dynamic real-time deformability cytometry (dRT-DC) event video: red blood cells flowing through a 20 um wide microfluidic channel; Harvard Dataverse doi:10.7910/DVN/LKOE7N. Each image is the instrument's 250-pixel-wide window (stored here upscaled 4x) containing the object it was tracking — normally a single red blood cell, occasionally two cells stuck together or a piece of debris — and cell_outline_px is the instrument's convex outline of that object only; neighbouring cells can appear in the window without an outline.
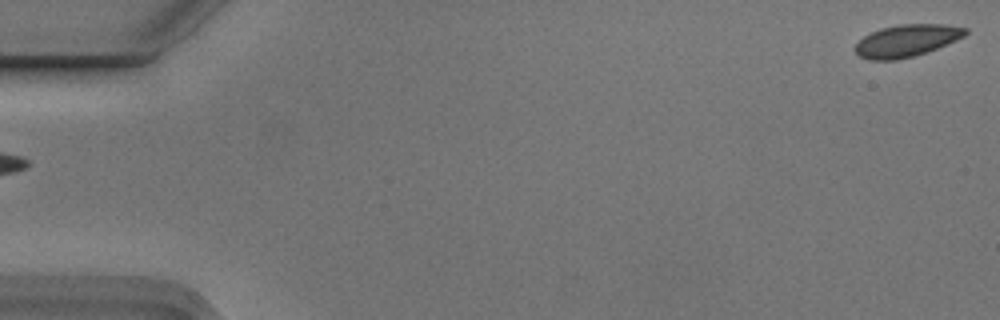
{"species": "Egyptian fruit bat (a non-hibernating species)", "species_latin": "Rousettus aegyptiacus", "temperature_condition": "cold", "stored_images_in_passage": 4, "segment_of_instrument_passage": [2, 2], "camera_frame_rate_fps": 3000, "um_per_image_px": 0.085, "animal": {"sex": "male"}, "frame": {"image": 1, "passage_image": 4, "time_ms": 1.0, "image_size_px": [1000, 320], "cell_outline_px": [[968, 32], [964, 36], [956, 40], [936, 48], [912, 56], [896, 60], [872, 60], [860, 56], [852, 48], [864, 36], [880, 28], [900, 24], [944, 24], [968, 28]], "centroid_in_image_um": [77.05, 3.44], "position_along_channel_um": 7.9, "area_um2": 20.46}}